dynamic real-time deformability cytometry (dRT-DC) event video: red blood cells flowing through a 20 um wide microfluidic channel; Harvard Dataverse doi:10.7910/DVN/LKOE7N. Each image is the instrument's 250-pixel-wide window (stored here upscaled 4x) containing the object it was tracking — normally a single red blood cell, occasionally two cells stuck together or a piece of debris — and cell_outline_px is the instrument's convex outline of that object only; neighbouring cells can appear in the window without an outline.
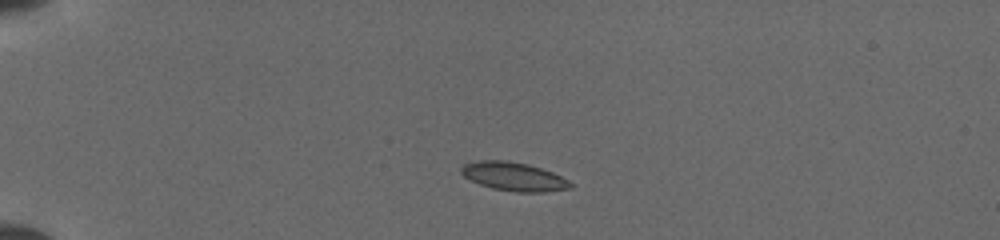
{"species": "common noctule bat (a hibernating species)", "species_latin": "Nyctalus noctula", "temperature_condition": "cold", "stored_images_in_passage": 5, "camera_frame_rate_fps": 3000, "um_per_image_px": 0.085, "animal": {"sex": "female", "body_mass_g": 19.5, "forearm_length_mm": 54.1}, "frame": {"image": 1, "passage_image": 2, "time_ms": 1.0, "image_size_px": [1000, 240], "cell_outline_px": [[576, 184], [572, 188], [544, 192], [516, 192], [492, 188], [480, 184], [464, 176], [460, 172], [460, 168], [464, 164], [480, 160], [508, 160], [528, 164], [552, 172]], "centroid_in_image_um": [43.7, 15.01], "position_along_channel_um": 41.3, "area_um2": 18.26}}
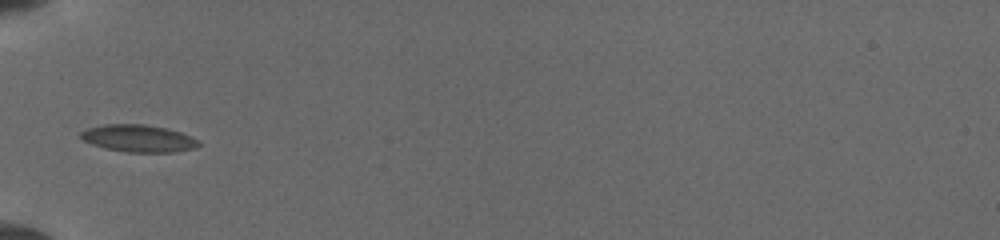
{"frame": {"image": 2, "passage_image": 4, "time_ms": 3.0, "image_size_px": [1000, 240], "cell_outline_px": [[200, 144], [196, 148], [176, 152], [128, 152], [104, 148], [80, 140], [80, 132], [88, 128], [104, 124], [144, 124], [164, 128], [180, 132], [192, 136]], "centroid_in_image_um": [11.74, 11.76], "position_along_channel_um": 73.3, "area_um2": 18.73}}
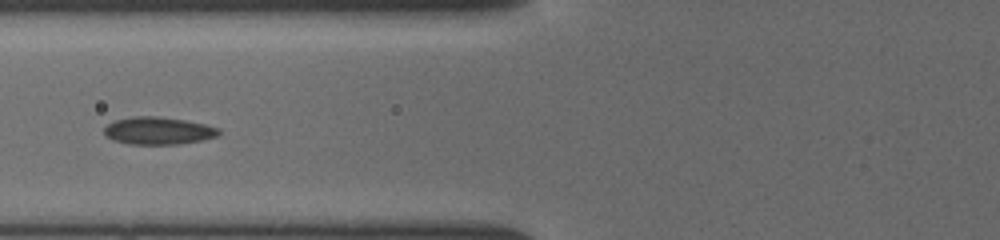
{"frame": {"image": 3, "passage_image": 5, "time_ms": 4.0, "image_size_px": [1000, 240], "cell_outline_px": [[220, 132], [216, 136], [204, 140], [180, 144], [128, 144], [112, 140], [104, 132], [104, 128], [108, 124], [116, 120], [136, 116], [156, 116], [184, 120], [204, 124], [220, 128]], "centroid_in_image_um": [13.47, 11.12], "position_along_channel_um": 112.3, "area_um2": 18.26}}